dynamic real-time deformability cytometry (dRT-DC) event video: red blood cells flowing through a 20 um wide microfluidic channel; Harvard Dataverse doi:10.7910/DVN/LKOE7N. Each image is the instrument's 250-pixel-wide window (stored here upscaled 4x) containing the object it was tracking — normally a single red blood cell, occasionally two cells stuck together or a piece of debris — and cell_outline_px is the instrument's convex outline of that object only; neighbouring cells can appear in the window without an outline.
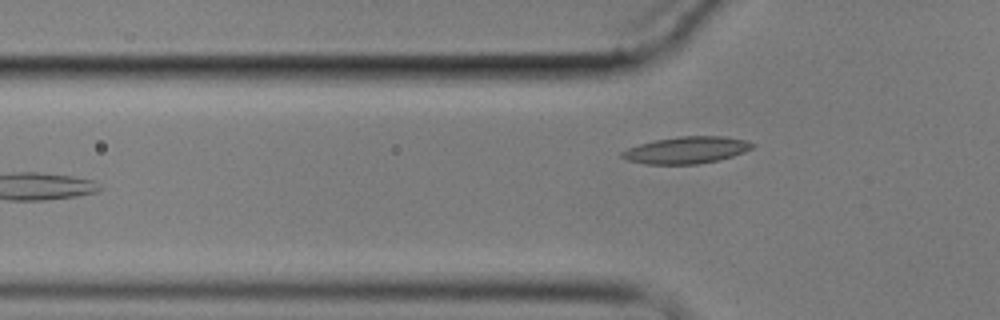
{"species": "common noctule bat (a hibernating species)", "species_latin": "Nyctalus noctula", "temperature_condition": "cold", "stored_images_in_passage": 3, "camera_frame_rate_fps": 3000, "um_per_image_px": 0.085, "animal": {"sex": "male", "body_mass_g": 17.9}, "frame": {"image": 1, "passage_image": 3, "time_ms": 2.667, "image_size_px": [1000, 320], "cell_outline_px": [[756, 144], [752, 148], [744, 152], [720, 160], [696, 164], [644, 164], [628, 160], [620, 156], [620, 152], [628, 148], [640, 144], [656, 140], [680, 136], [724, 136], [744, 140]], "centroid_in_image_um": [58.35, 12.76], "position_along_channel_um": 67.5, "area_um2": 20.35}}